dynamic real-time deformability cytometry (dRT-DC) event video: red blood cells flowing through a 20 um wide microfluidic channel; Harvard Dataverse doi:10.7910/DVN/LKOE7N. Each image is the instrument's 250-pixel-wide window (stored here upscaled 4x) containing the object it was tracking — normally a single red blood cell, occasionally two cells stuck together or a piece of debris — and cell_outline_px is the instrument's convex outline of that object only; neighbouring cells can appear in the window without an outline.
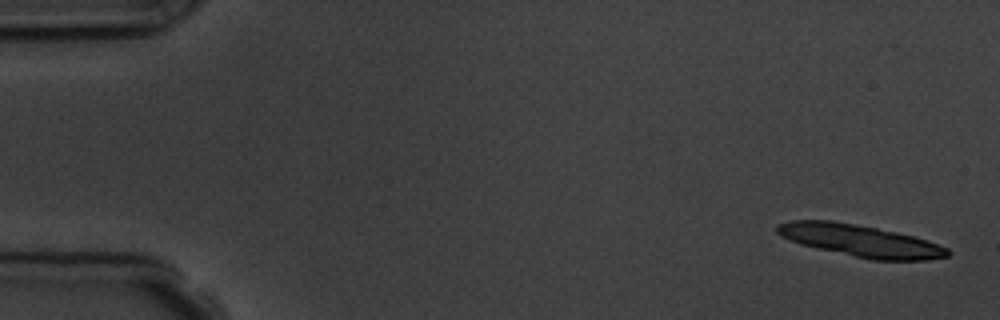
{"species": "common noctule bat (a hibernating species)", "species_latin": "Nyctalus noctula", "temperature_condition": "room temperature", "stored_images_in_passage": 6, "camera_frame_rate_fps": 3000, "um_per_image_px": 0.085, "animal": {"sex": "male", "body_mass_g": 19.5, "forearm_length_mm": 54.6}, "frame": {"image": 1, "passage_image": 1, "time_ms": 0.0, "image_size_px": [1000, 320], "cell_outline_px": [[952, 252], [948, 256], [928, 260], [872, 260], [800, 244], [780, 236], [776, 232], [776, 224], [788, 220], [832, 220], [856, 224], [896, 232], [912, 236], [948, 248]], "centroid_in_image_um": [73.08, 20.45], "position_along_channel_um": 11.9, "area_um2": 31.56}}
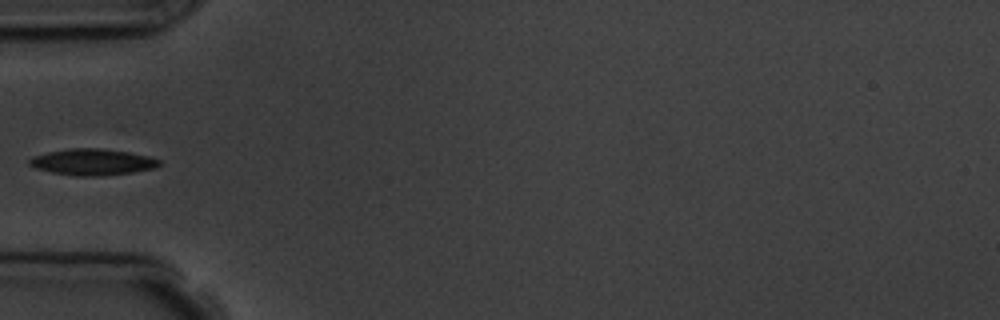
{"frame": {"image": 2, "passage_image": 6, "time_ms": 5.667, "image_size_px": [1000, 320], "cell_outline_px": [[160, 164], [156, 168], [132, 172], [100, 176], [76, 176], [52, 172], [36, 168], [28, 164], [28, 160], [36, 156], [48, 152], [68, 148], [100, 148], [128, 152], [148, 156], [160, 160]], "centroid_in_image_um": [7.87, 13.77], "position_along_channel_um": 77.1, "area_um2": 19.77}}